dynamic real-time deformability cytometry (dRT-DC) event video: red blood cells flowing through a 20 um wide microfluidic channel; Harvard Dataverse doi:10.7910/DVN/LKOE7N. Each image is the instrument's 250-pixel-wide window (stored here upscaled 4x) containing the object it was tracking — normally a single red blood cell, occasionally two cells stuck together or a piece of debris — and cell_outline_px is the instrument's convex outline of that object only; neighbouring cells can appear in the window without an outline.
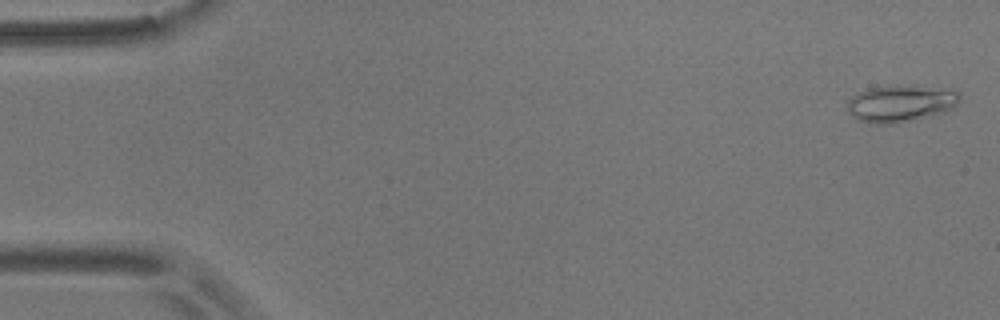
{"species": "common noctule bat (a hibernating species)", "species_latin": "Nyctalus noctula", "temperature_condition": "room temperature", "stored_images_in_passage": 55, "camera_frame_rate_fps": 3000, "um_per_image_px": 0.085, "animal": {"sex": "male", "body_mass_g": 17.9}, "frame": {"image": 1, "passage_image": 2, "time_ms": 0.333, "image_size_px": [1000, 320], "cell_outline_px": [[960, 100], [952, 108], [944, 112], [896, 124], [876, 124], [860, 120], [852, 116], [848, 112], [848, 100], [852, 96], [868, 88], [908, 84], [956, 88], [960, 92]], "centroid_in_image_um": [76.63, 8.76], "position_along_channel_um": 8.4, "area_um2": 24.68}}
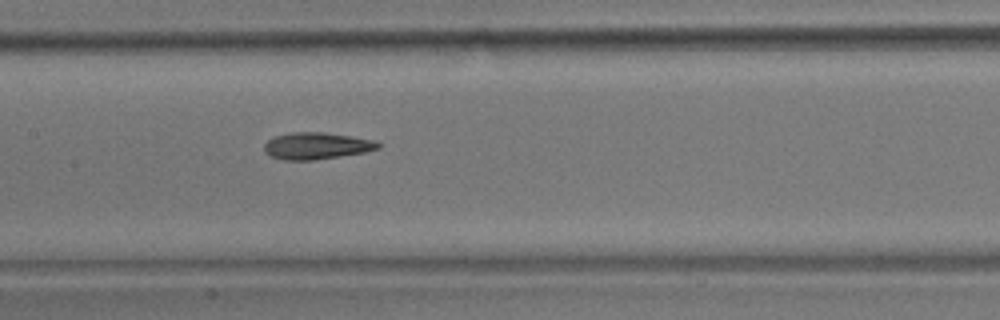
{"frame": {"image": 2, "passage_image": 27, "time_ms": 8.667, "image_size_px": [1000, 320], "cell_outline_px": [[380, 148], [364, 152], [312, 160], [284, 160], [268, 156], [264, 152], [264, 144], [268, 140], [276, 136], [292, 132], [324, 132], [352, 136], [376, 140], [380, 144]], "centroid_in_image_um": [26.89, 12.39], "position_along_channel_um": 180.5, "area_um2": 17.8}}
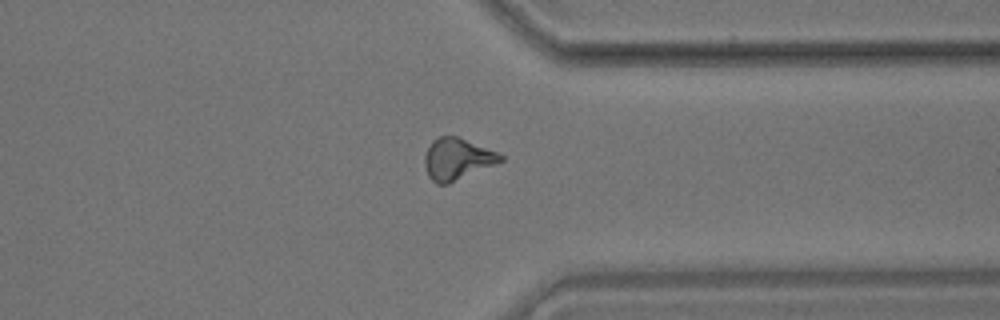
{"frame": {"image": 3, "passage_image": 43, "time_ms": 14.0, "image_size_px": [1000, 320], "cell_outline_px": [[504, 160], [496, 164], [448, 184], [436, 184], [428, 176], [424, 164], [424, 156], [432, 140], [440, 136], [456, 136], [496, 152], [504, 156]], "centroid_in_image_um": [38.83, 13.53], "position_along_channel_um": 372.6, "area_um2": 18.21}, "authors_computed_cell_mechanics": {"area_um2": 17.8024, "velocity_mm_per_s": 3.656, "shape_relaxation_time_tau1_ms": null, "shape_relaxation_time_tau2_ms": 4.9134, "deformation_change_tau1": null, "deformation_change_tau2": 0.1479}}